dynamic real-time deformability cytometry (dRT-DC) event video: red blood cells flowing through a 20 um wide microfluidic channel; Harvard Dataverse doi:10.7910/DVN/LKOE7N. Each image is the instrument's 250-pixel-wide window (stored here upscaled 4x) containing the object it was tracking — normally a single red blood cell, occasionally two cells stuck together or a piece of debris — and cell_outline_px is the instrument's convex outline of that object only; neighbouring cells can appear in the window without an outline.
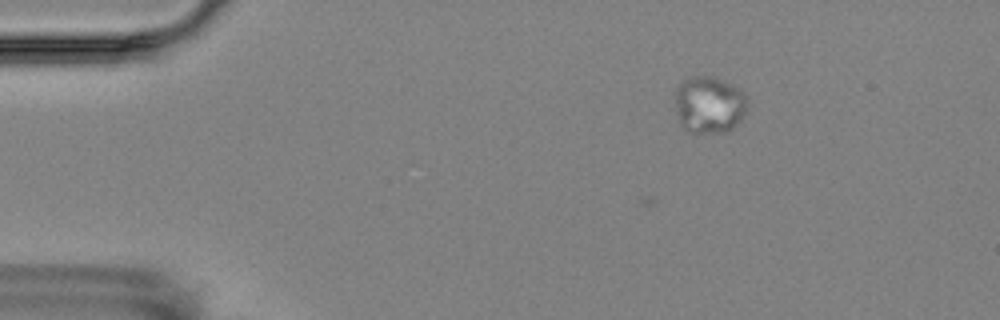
{"species": "Egyptian fruit bat (a non-hibernating species)", "species_latin": "Rousettus aegyptiacus", "temperature_condition": "room temperature", "stored_images_in_passage": 9, "camera_frame_rate_fps": 3000, "um_per_image_px": 0.085, "animal": {"sex": "female"}, "frame": {"image": 1, "passage_image": 1, "time_ms": 0.0, "image_size_px": [1000, 320], "cell_outline_px": [[748, 100], [744, 112], [740, 120], [732, 128], [724, 132], [692, 132], [684, 128], [680, 120], [676, 104], [676, 88], [680, 80], [688, 76], [716, 76], [732, 84]], "centroid_in_image_um": [60.26, 8.85], "position_along_channel_um": 24.7, "area_um2": 23.76}}
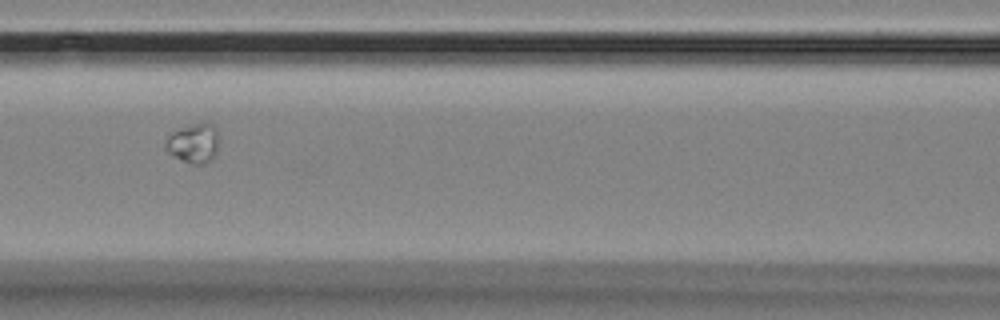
{"frame": {"image": 2, "passage_image": 6, "time_ms": 6.0, "image_size_px": [1000, 320], "cell_outline_px": [[220, 136], [216, 152], [204, 164], [192, 164], [172, 156], [164, 148], [164, 144], [168, 136], [172, 132], [192, 124], [212, 124], [216, 128]], "centroid_in_image_um": [16.44, 12.18], "position_along_channel_um": 150.2, "area_um2": 12.2}}
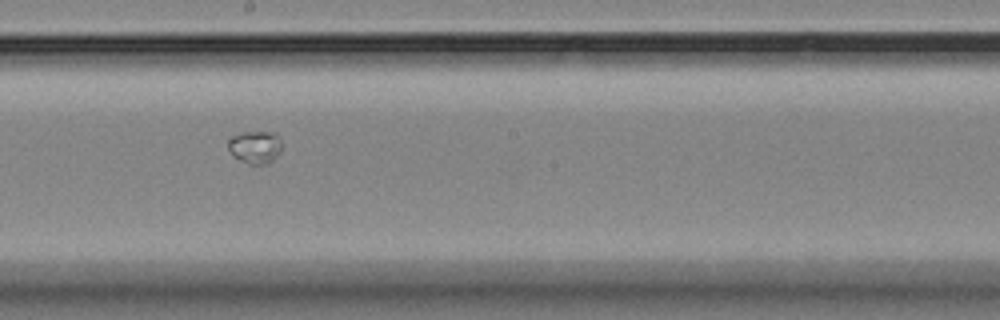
{"frame": {"image": 3, "passage_image": 8, "time_ms": 8.333, "image_size_px": [1000, 320], "cell_outline_px": [[280, 152], [268, 164], [248, 164], [236, 156], [228, 148], [228, 140], [232, 136], [240, 132], [276, 132], [280, 136]], "centroid_in_image_um": [21.71, 12.47], "position_along_channel_um": 226.5, "area_um2": 10.12}}